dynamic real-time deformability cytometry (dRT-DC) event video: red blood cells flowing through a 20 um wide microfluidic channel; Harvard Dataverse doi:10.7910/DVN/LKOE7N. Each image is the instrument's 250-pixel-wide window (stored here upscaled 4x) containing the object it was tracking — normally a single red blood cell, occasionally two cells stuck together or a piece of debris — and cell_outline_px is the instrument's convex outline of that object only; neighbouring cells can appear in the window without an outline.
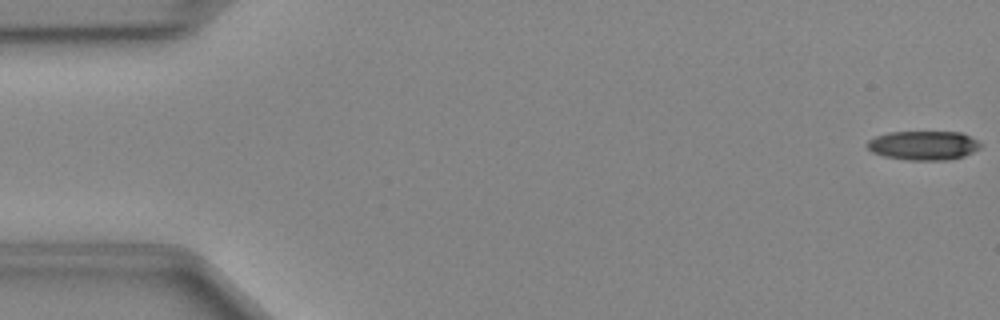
{"species": "Egyptian fruit bat (a non-hibernating species)", "species_latin": "Rousettus aegyptiacus", "temperature_condition": "cold", "stored_images_in_passage": 48, "camera_frame_rate_fps": 3000, "um_per_image_px": 0.085, "animal": {"sex": "female"}, "frame": {"image": 1, "passage_image": 1, "time_ms": 0.0, "image_size_px": [1000, 320], "cell_outline_px": [[984, 144], [980, 148], [964, 156], [948, 160], [908, 160], [884, 156], [872, 152], [864, 144], [868, 140], [876, 136], [888, 132], [960, 132]], "centroid_in_image_um": [78.48, 12.36], "position_along_channel_um": 6.5, "area_um2": 19.31}}
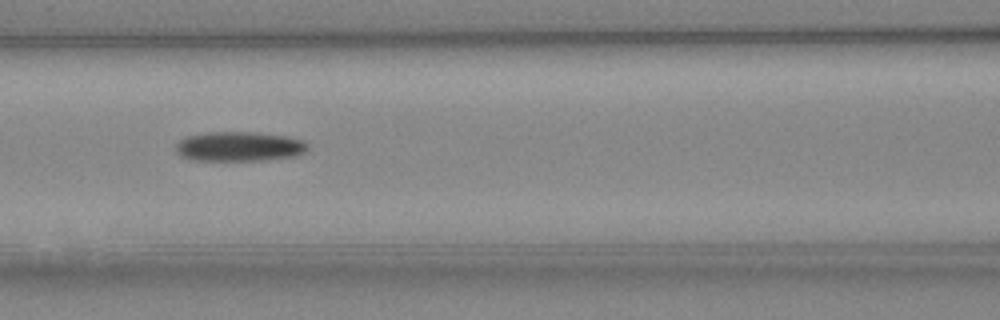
{"frame": {"image": 2, "passage_image": 21, "time_ms": 6.667, "image_size_px": [1000, 320], "cell_outline_px": [[308, 148], [304, 152], [296, 156], [264, 160], [188, 160], [180, 156], [176, 152], [176, 144], [180, 140], [188, 136], [208, 132], [252, 132], [284, 136], [304, 140], [308, 144]], "centroid_in_image_um": [20.32, 12.46], "position_along_channel_um": 146.3, "area_um2": 22.77}}
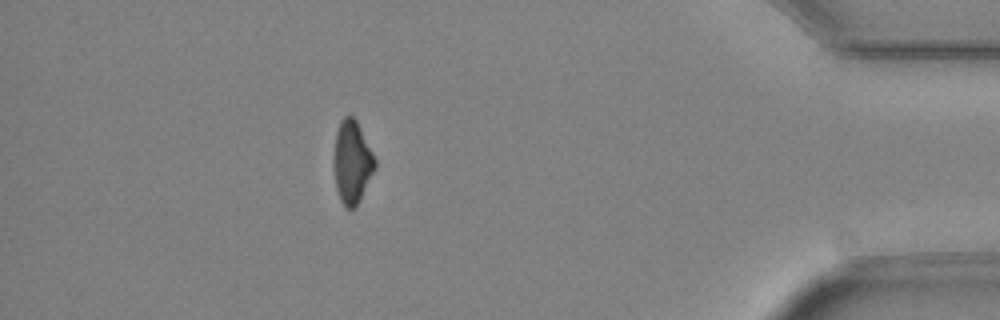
{"frame": {"image": 3, "passage_image": 43, "time_ms": 14.0, "image_size_px": [1000, 320], "cell_outline_px": [[376, 168], [356, 208], [344, 208], [340, 200], [336, 188], [332, 164], [332, 156], [336, 132], [340, 120], [344, 116], [352, 116], [356, 120], [376, 160]], "centroid_in_image_um": [29.89, 13.8], "position_along_channel_um": 405.3, "area_um2": 20.23}}